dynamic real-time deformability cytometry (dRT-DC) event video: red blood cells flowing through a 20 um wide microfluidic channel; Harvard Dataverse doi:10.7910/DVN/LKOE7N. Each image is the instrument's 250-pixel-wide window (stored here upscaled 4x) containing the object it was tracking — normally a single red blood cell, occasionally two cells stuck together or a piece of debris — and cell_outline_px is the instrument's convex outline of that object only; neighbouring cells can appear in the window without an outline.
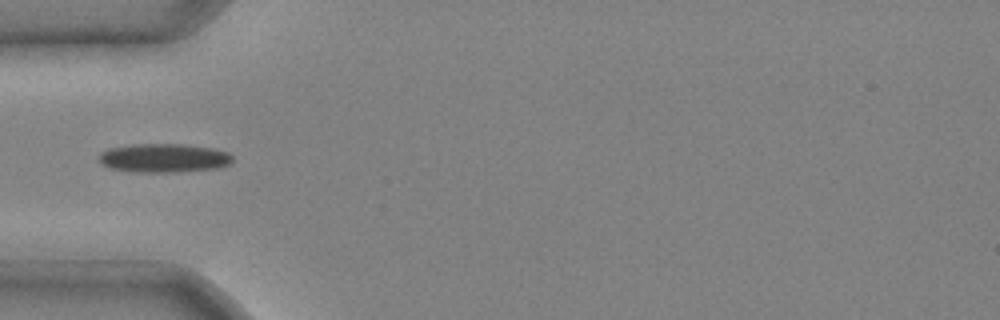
{"species": "common noctule bat (a hibernating species)", "species_latin": "Nyctalus noctula", "temperature_condition": "cold", "stored_images_in_passage": 2, "camera_frame_rate_fps": 3000, "um_per_image_px": 0.085, "animal": {"sex": "male", "body_mass_g": 20.4}, "frame": {"image": 1, "passage_image": 2, "time_ms": 0.333, "image_size_px": [1000, 320], "cell_outline_px": [[232, 160], [228, 164], [216, 168], [176, 172], [136, 172], [108, 168], [100, 164], [96, 160], [96, 156], [100, 152], [108, 148], [132, 144], [184, 144], [212, 148], [228, 152], [232, 156]], "centroid_in_image_um": [13.83, 13.43], "position_along_channel_um": 71.2, "area_um2": 22.72}}